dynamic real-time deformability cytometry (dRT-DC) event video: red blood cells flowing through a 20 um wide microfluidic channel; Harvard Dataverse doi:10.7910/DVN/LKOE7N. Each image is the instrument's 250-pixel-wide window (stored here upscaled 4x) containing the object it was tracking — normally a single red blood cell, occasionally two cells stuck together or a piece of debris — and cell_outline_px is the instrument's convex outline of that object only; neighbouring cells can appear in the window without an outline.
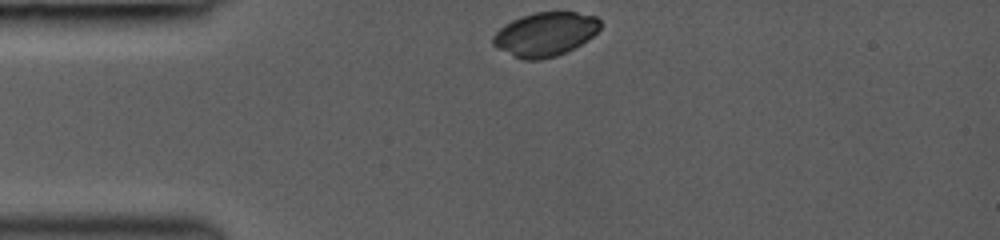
{"species": "common noctule bat (a hibernating species)", "species_latin": "Nyctalus noctula", "temperature_condition": "room temperature", "stored_images_in_passage": 7, "camera_frame_rate_fps": 3000, "um_per_image_px": 0.085, "animal": {"sex": "female", "body_mass_g": 19.0, "forearm_length_mm": 53.3}, "frame": {"image": 1, "passage_image": 1, "time_ms": 0.0, "image_size_px": [1000, 240], "cell_outline_px": [[600, 28], [588, 40], [556, 56], [540, 60], [520, 60], [496, 48], [492, 44], [492, 36], [504, 24], [520, 16], [536, 12], [576, 12], [596, 16], [600, 20]], "centroid_in_image_um": [46.3, 2.91], "position_along_channel_um": 38.7, "area_um2": 27.57}}
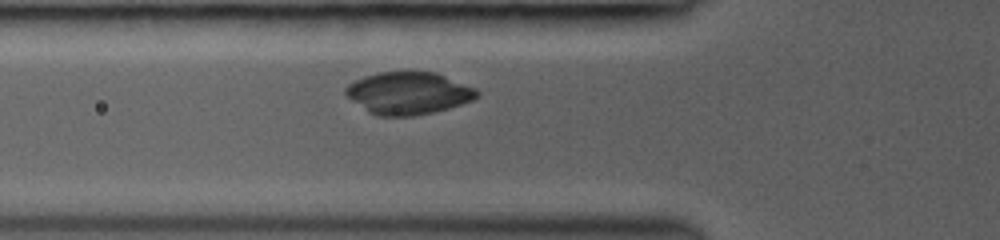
{"frame": {"image": 2, "passage_image": 4, "time_ms": 2.0, "image_size_px": [1000, 240], "cell_outline_px": [[480, 96], [472, 100], [448, 108], [432, 112], [412, 116], [380, 116], [368, 112], [352, 100], [344, 92], [344, 88], [348, 84], [364, 76], [380, 72], [436, 72], [476, 88], [480, 92]], "centroid_in_image_um": [34.72, 7.91], "position_along_channel_um": 91.1, "area_um2": 32.25}}
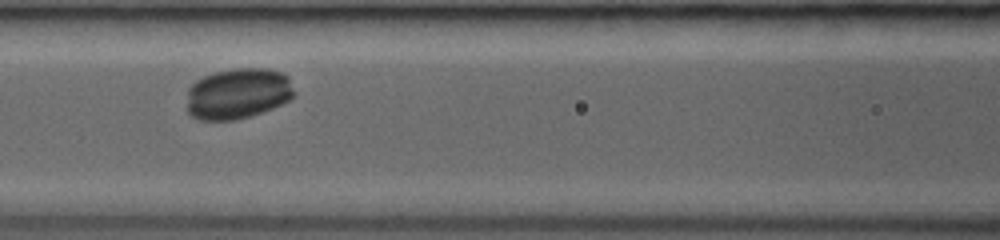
{"frame": {"image": 3, "passage_image": 6, "time_ms": 3.333, "image_size_px": [1000, 240], "cell_outline_px": [[296, 96], [272, 108], [236, 120], [200, 120], [192, 116], [188, 112], [188, 88], [196, 80], [204, 76], [216, 72], [232, 68], [268, 68], [280, 72], [288, 76], [296, 92]], "centroid_in_image_um": [20.24, 7.94], "position_along_channel_um": 146.4, "area_um2": 31.91}}